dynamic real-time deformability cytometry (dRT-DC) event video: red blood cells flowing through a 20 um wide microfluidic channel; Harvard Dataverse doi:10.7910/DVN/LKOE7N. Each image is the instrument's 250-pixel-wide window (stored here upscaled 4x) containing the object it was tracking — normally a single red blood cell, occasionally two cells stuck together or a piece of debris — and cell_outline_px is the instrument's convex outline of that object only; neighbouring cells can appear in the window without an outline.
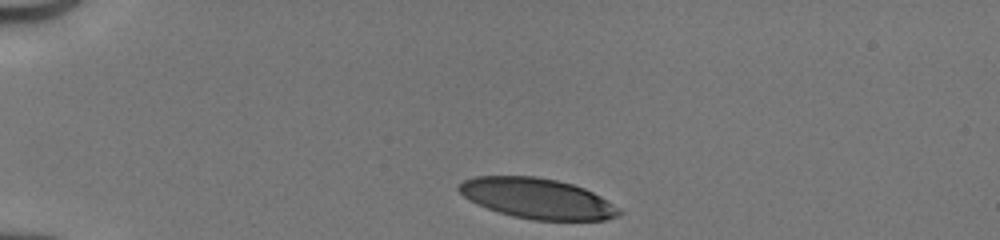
{"species": "human", "species_latin": "Homo sapiens", "temperature_condition": "cold", "stored_images_in_passage": 32, "camera_frame_rate_fps": 3000, "um_per_image_px": 0.085, "donor": {"sex": "male"}, "frame": {"image": 1, "passage_image": 1, "time_ms": 0.0, "image_size_px": [1000, 240], "cell_outline_px": [[624, 212], [616, 216], [604, 220], [532, 220], [512, 216], [476, 204], [464, 196], [456, 188], [464, 180], [472, 176], [536, 176], [556, 180], [572, 184], [584, 188], [600, 196], [620, 208]], "centroid_in_image_um": [45.66, 16.87], "position_along_channel_um": 39.3, "area_um2": 37.63}}
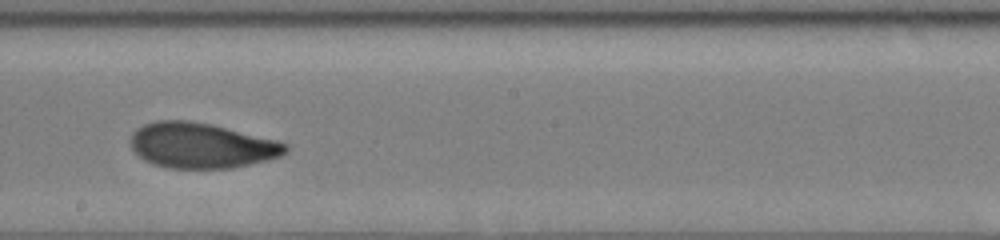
{"frame": {"image": 2, "passage_image": 19, "time_ms": 6.0, "image_size_px": [1000, 240], "cell_outline_px": [[292, 148], [288, 152], [280, 156], [268, 160], [232, 168], [168, 168], [144, 160], [132, 148], [132, 132], [136, 128], [144, 124], [156, 120], [188, 120], [212, 124], [276, 140], [288, 144]], "centroid_in_image_um": [17.16, 12.36], "position_along_channel_um": 231.0, "area_um2": 40.98}}
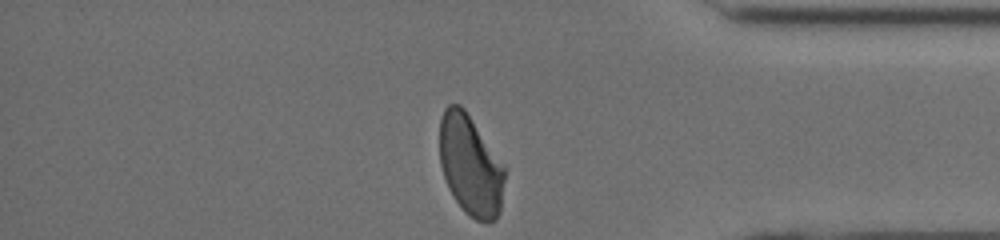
{"frame": {"image": 3, "passage_image": 32, "time_ms": 10.333, "image_size_px": [1000, 240], "cell_outline_px": [[504, 180], [500, 208], [496, 220], [476, 220], [468, 216], [464, 212], [452, 196], [448, 188], [440, 164], [440, 116], [444, 108], [448, 104], [460, 104], [464, 108], [504, 164]], "centroid_in_image_um": [39.96, 14.03], "position_along_channel_um": 395.2, "area_um2": 38.09}, "authors_computed_cell_mechanics": {"area_um2": 40.6334, "velocity_mm_per_s": 4.1415, "shape_relaxation_time_tau1_ms": 4.6882, "shape_relaxation_time_tau2_ms": 1.2481, "deformation_change_tau1": 0.171, "deformation_change_tau2": 0.0688}}